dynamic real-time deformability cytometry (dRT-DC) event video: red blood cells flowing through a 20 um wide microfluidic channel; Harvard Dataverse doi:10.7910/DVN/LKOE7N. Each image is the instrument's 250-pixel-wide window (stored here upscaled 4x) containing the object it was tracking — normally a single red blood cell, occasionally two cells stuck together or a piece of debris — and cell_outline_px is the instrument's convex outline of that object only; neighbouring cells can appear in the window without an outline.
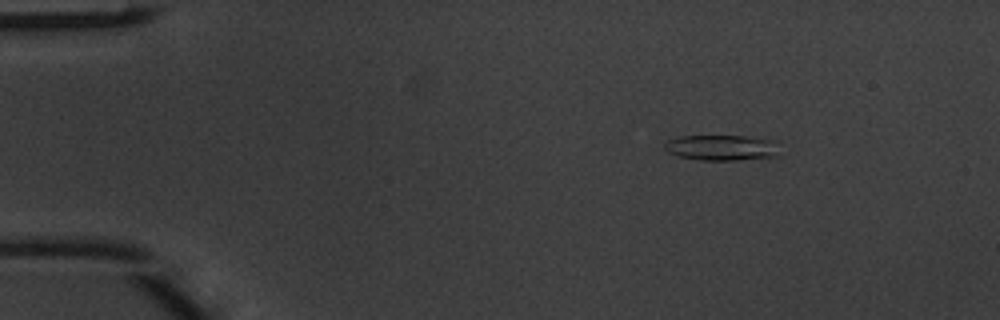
{"species": "common noctule bat (a hibernating species)", "species_latin": "Nyctalus noctula", "temperature_condition": "warm", "stored_images_in_passage": 42, "camera_frame_rate_fps": 3000, "um_per_image_px": 0.085, "animal": {"sex": "male", "body_mass_g": 20.1, "forearm_length_mm": 53.5}, "frame": {"image": 1, "passage_image": 1, "time_ms": 0.0, "image_size_px": [1000, 320], "cell_outline_px": [[780, 156], [736, 160], [700, 160], [680, 156], [668, 152], [664, 148], [664, 144], [668, 140], [680, 136], [744, 136], [772, 140]], "centroid_in_image_um": [61.31, 12.55], "position_along_channel_um": 23.7, "area_um2": 16.94}}
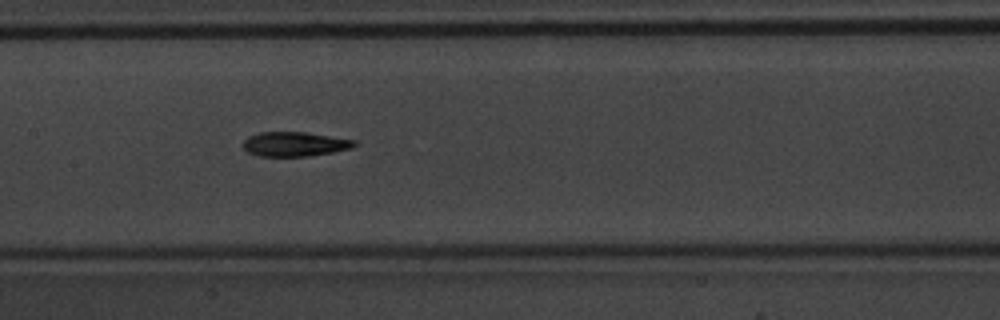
{"frame": {"image": 2, "passage_image": 18, "time_ms": 5.667, "image_size_px": [1000, 320], "cell_outline_px": [[356, 144], [352, 148], [332, 152], [308, 156], [260, 156], [248, 152], [244, 148], [244, 140], [248, 136], [260, 132], [304, 132], [356, 140]], "centroid_in_image_um": [25.05, 12.24], "position_along_channel_um": 182.4, "area_um2": 15.72}}
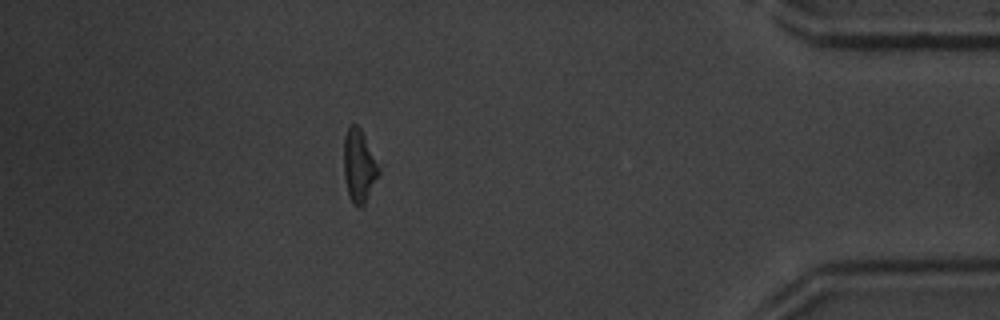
{"frame": {"image": 3, "passage_image": 37, "time_ms": 12.0, "image_size_px": [1000, 320], "cell_outline_px": [[380, 172], [364, 204], [360, 208], [356, 208], [348, 196], [344, 176], [344, 136], [348, 124], [356, 124], [360, 128], [380, 168]], "centroid_in_image_um": [30.49, 14.11], "position_along_channel_um": 404.7, "area_um2": 14.8}, "authors_computed_cell_mechanics": {"area_um2": 15.7505, "velocity_mm_per_s": 4.1782, "shape_relaxation_time_tau1_ms": 3.4837, "shape_relaxation_time_tau2_ms": 7.7931, "deformation_change_tau1": 0.1618, "deformation_change_tau2": 0.2315}}